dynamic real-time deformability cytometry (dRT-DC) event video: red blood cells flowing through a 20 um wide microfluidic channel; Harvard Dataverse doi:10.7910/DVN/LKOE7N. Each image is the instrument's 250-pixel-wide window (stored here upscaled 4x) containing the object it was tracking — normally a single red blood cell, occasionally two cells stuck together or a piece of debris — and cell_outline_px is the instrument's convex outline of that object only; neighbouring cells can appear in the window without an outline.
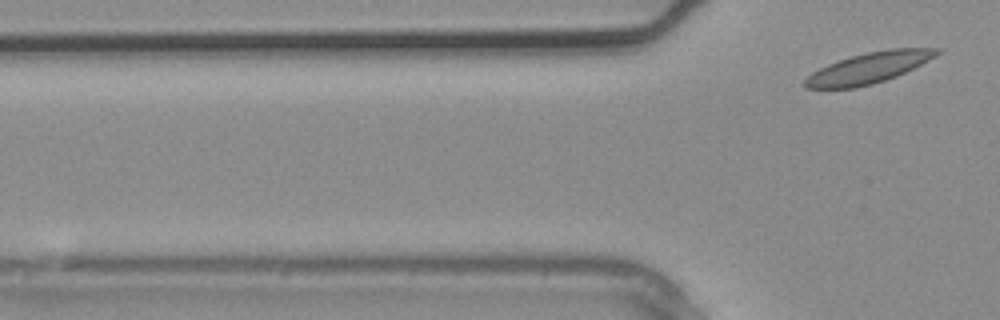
{"species": "common noctule bat (a hibernating species)", "species_latin": "Nyctalus noctula", "temperature_condition": "warm", "stored_images_in_passage": 3, "segment_of_instrument_passage": [2, 2], "camera_frame_rate_fps": 3000, "um_per_image_px": 0.085, "animal": {"sex": "male", "body_mass_g": 20.4}, "frame": {"image": 1, "passage_image": 3, "time_ms": 0.667, "image_size_px": [1000, 320], "cell_outline_px": [[940, 52], [928, 60], [896, 76], [872, 84], [856, 88], [804, 88], [800, 84], [812, 72], [828, 64], [852, 56], [868, 52], [888, 48], [940, 48]], "centroid_in_image_um": [73.79, 5.78], "position_along_channel_um": 52.0, "area_um2": 23.41}}